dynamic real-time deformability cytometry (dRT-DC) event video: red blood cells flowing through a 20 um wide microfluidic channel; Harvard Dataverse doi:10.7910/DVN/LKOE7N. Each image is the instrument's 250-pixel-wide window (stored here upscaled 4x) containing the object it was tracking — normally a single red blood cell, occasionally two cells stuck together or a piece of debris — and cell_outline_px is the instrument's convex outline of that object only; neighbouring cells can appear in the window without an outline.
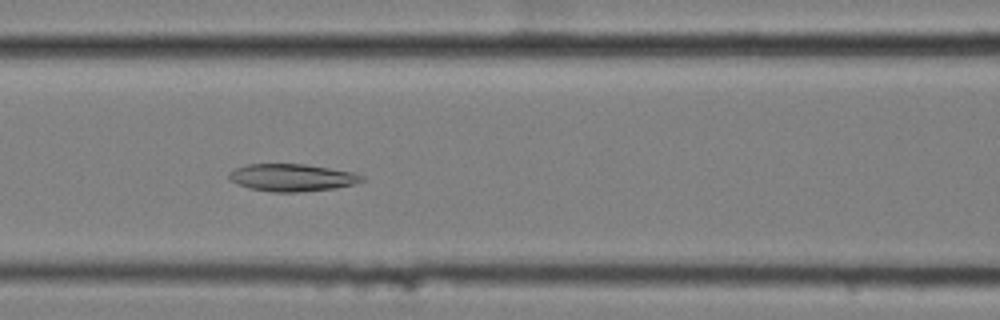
{"species": "common noctule bat (a hibernating species)", "species_latin": "Nyctalus noctula", "temperature_condition": "cold", "stored_images_in_passage": 8, "camera_frame_rate_fps": 3000, "um_per_image_px": 0.085, "animal": {"sex": "female", "body_mass_g": 25.1}, "frame": {"image": 1, "passage_image": 7, "time_ms": 2.0, "image_size_px": [1000, 320], "cell_outline_px": [[364, 180], [352, 184], [336, 188], [296, 192], [272, 192], [248, 188], [232, 180], [228, 176], [236, 168], [248, 164], [304, 164], [352, 172], [364, 176]], "centroid_in_image_um": [24.83, 15.09], "position_along_channel_um": 141.8, "area_um2": 20.81}}
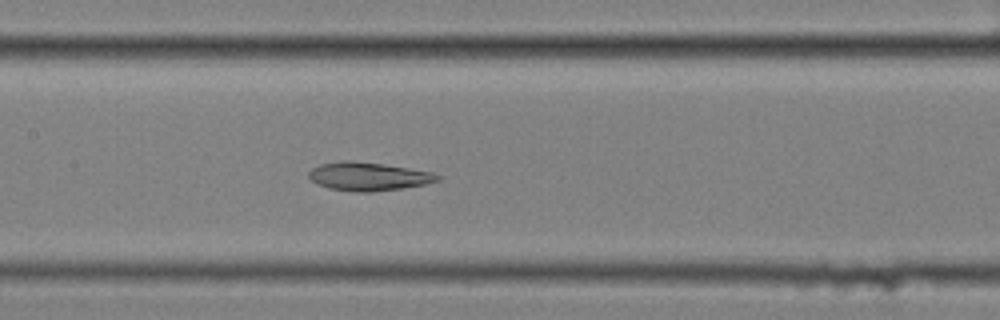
{"frame": {"image": 2, "passage_image": 8, "time_ms": 2.333, "image_size_px": [1000, 320], "cell_outline_px": [[440, 180], [424, 184], [400, 188], [372, 192], [356, 192], [328, 188], [312, 180], [308, 176], [308, 172], [312, 168], [320, 164], [344, 160], [352, 160], [384, 164], [432, 172], [440, 176]], "centroid_in_image_um": [31.29, 14.99], "position_along_channel_um": 176.1, "area_um2": 21.15}}